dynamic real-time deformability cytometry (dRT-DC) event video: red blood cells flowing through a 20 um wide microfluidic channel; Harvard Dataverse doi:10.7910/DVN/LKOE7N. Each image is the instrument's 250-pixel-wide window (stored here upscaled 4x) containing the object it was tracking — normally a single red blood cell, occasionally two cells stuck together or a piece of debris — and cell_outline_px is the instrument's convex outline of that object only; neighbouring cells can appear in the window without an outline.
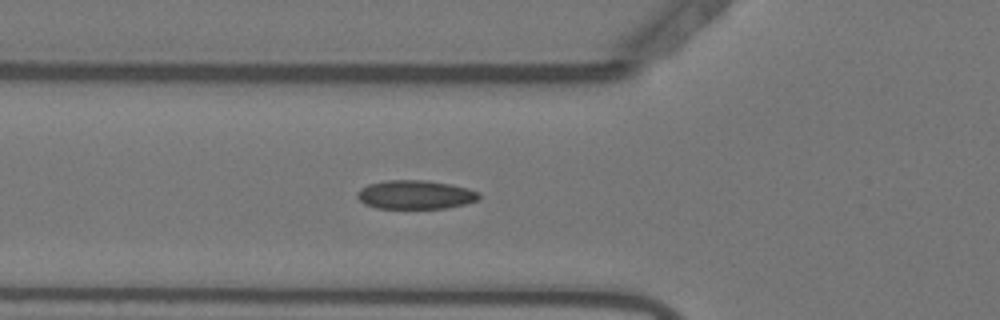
{"species": "Egyptian fruit bat (a non-hibernating species)", "species_latin": "Rousettus aegyptiacus", "temperature_condition": "warm", "stored_images_in_passage": 39, "camera_frame_rate_fps": 3000, "um_per_image_px": 0.085, "animal": {"sex": "female"}, "frame": {"image": 1, "passage_image": 3, "time_ms": 0.667, "image_size_px": [1000, 320], "cell_outline_px": [[480, 200], [448, 208], [376, 208], [364, 204], [356, 196], [356, 192], [360, 188], [368, 184], [384, 180], [424, 180], [448, 184], [468, 188], [480, 192]], "centroid_in_image_um": [35.29, 16.55], "position_along_channel_um": 90.5, "area_um2": 20.58}}
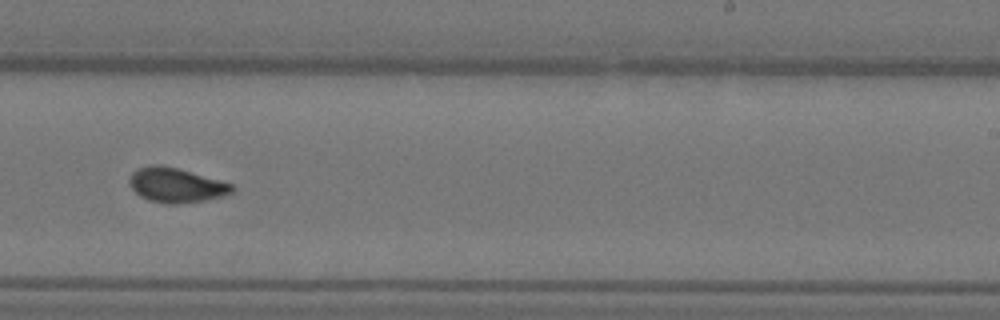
{"frame": {"image": 2, "passage_image": 18, "time_ms": 5.667, "image_size_px": [1000, 320], "cell_outline_px": [[236, 188], [232, 192], [224, 196], [204, 200], [180, 204], [164, 204], [148, 200], [140, 196], [132, 188], [128, 180], [132, 172], [136, 168], [152, 164], [160, 164], [176, 168], [232, 184]], "centroid_in_image_um": [14.93, 15.74], "position_along_channel_um": 274.1, "area_um2": 20.69}}
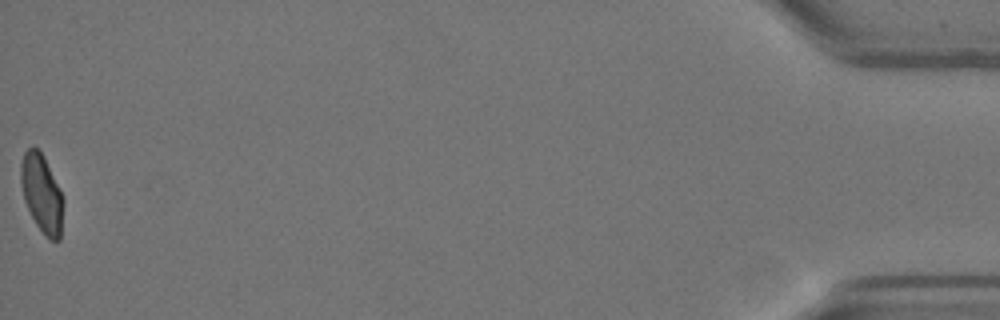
{"frame": {"image": 3, "passage_image": 39, "time_ms": 12.667, "image_size_px": [1000, 320], "cell_outline_px": [[64, 200], [60, 240], [52, 240], [44, 236], [36, 224], [24, 200], [20, 184], [20, 164], [24, 152], [28, 148], [36, 148], [44, 156]], "centroid_in_image_um": [3.54, 16.46], "position_along_channel_um": 431.7, "area_um2": 19.25}, "authors_computed_cell_mechanics": {"area_um2": 20.1722, "velocity_mm_per_s": 3.673, "shape_relaxation_time_tau1_ms": null, "shape_relaxation_time_tau2_ms": 1.0985, "deformation_change_tau1": null, "deformation_change_tau2": 0.0562}}